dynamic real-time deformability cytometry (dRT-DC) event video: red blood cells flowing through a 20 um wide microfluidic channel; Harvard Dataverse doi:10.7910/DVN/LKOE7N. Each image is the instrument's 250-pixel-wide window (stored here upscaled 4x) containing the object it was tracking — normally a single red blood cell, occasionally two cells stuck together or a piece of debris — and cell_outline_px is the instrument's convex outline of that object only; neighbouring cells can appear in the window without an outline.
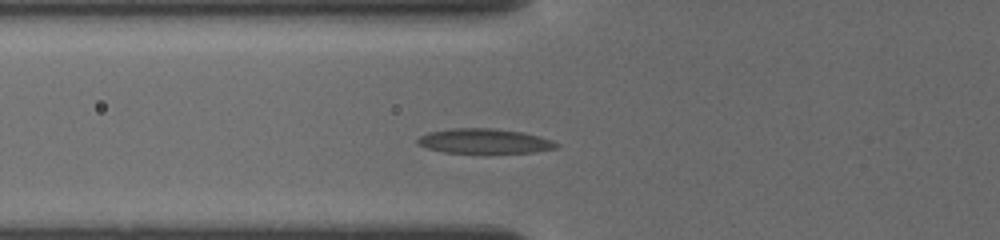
{"species": "common noctule bat (a hibernating species)", "species_latin": "Nyctalus noctula", "temperature_condition": "cold", "stored_images_in_passage": 5, "camera_frame_rate_fps": 3000, "um_per_image_px": 0.085, "animal": {"sex": "female", "body_mass_g": 19.5, "forearm_length_mm": 54.1}, "frame": {"image": 1, "passage_image": 4, "time_ms": 3.0, "image_size_px": [1000, 240], "cell_outline_px": [[560, 144], [556, 148], [532, 152], [484, 156], [444, 152], [428, 148], [416, 144], [416, 140], [420, 136], [428, 132], [456, 128], [492, 128], [520, 132], [552, 140]], "centroid_in_image_um": [41.14, 12.05], "position_along_channel_um": 84.7, "area_um2": 20.87}}